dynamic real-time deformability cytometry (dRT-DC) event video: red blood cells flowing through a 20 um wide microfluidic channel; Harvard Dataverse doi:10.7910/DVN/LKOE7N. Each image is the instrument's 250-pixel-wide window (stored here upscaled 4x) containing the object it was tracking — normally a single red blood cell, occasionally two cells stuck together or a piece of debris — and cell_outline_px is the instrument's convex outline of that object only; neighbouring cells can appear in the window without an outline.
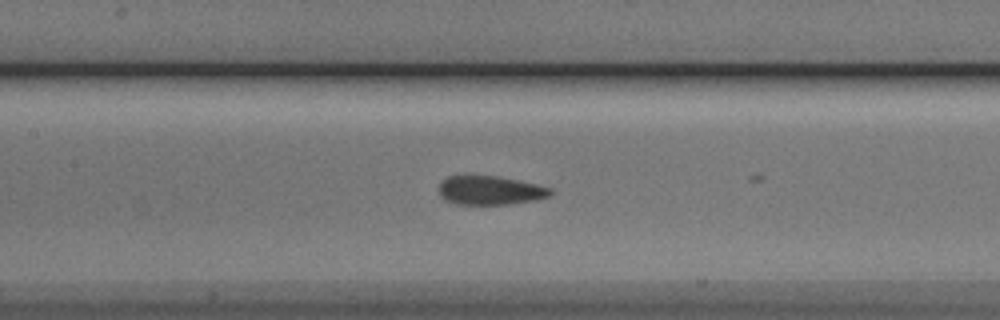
{"species": "Egyptian fruit bat (a non-hibernating species)", "species_latin": "Rousettus aegyptiacus", "temperature_condition": "cold", "stored_images_in_passage": 27, "camera_frame_rate_fps": 3000, "um_per_image_px": 0.085, "animal": {"sex": "male"}, "frame": {"image": 1, "passage_image": 26, "time_ms": 8.333, "image_size_px": [1000, 320], "cell_outline_px": [[552, 196], [536, 200], [508, 204], [456, 204], [440, 196], [436, 188], [440, 180], [448, 176], [500, 176], [536, 184], [552, 188]], "centroid_in_image_um": [41.65, 16.17], "position_along_channel_um": 165.8, "area_um2": 19.02}}